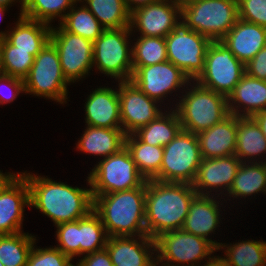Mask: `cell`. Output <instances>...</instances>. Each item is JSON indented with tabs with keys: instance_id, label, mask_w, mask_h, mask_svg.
<instances>
[{
	"instance_id": "cell-1",
	"label": "cell",
	"mask_w": 266,
	"mask_h": 266,
	"mask_svg": "<svg viewBox=\"0 0 266 266\" xmlns=\"http://www.w3.org/2000/svg\"><path fill=\"white\" fill-rule=\"evenodd\" d=\"M197 195L191 184L146 181L145 226L156 239L164 232L181 229L190 204Z\"/></svg>"
},
{
	"instance_id": "cell-2",
	"label": "cell",
	"mask_w": 266,
	"mask_h": 266,
	"mask_svg": "<svg viewBox=\"0 0 266 266\" xmlns=\"http://www.w3.org/2000/svg\"><path fill=\"white\" fill-rule=\"evenodd\" d=\"M30 190V206L58 225L86 217L93 210L91 189L72 187L51 179L22 173Z\"/></svg>"
},
{
	"instance_id": "cell-3",
	"label": "cell",
	"mask_w": 266,
	"mask_h": 266,
	"mask_svg": "<svg viewBox=\"0 0 266 266\" xmlns=\"http://www.w3.org/2000/svg\"><path fill=\"white\" fill-rule=\"evenodd\" d=\"M92 197L93 211L101 218L109 237L147 235L146 181L140 187L130 190L92 195Z\"/></svg>"
},
{
	"instance_id": "cell-4",
	"label": "cell",
	"mask_w": 266,
	"mask_h": 266,
	"mask_svg": "<svg viewBox=\"0 0 266 266\" xmlns=\"http://www.w3.org/2000/svg\"><path fill=\"white\" fill-rule=\"evenodd\" d=\"M176 105L182 130L198 134L230 115L227 97L196 83Z\"/></svg>"
},
{
	"instance_id": "cell-5",
	"label": "cell",
	"mask_w": 266,
	"mask_h": 266,
	"mask_svg": "<svg viewBox=\"0 0 266 266\" xmlns=\"http://www.w3.org/2000/svg\"><path fill=\"white\" fill-rule=\"evenodd\" d=\"M180 18L197 33L220 41L238 20V1L195 0L181 8Z\"/></svg>"
},
{
	"instance_id": "cell-6",
	"label": "cell",
	"mask_w": 266,
	"mask_h": 266,
	"mask_svg": "<svg viewBox=\"0 0 266 266\" xmlns=\"http://www.w3.org/2000/svg\"><path fill=\"white\" fill-rule=\"evenodd\" d=\"M201 160L196 134L181 129L175 138L163 147L160 172L153 180L192 185Z\"/></svg>"
},
{
	"instance_id": "cell-7",
	"label": "cell",
	"mask_w": 266,
	"mask_h": 266,
	"mask_svg": "<svg viewBox=\"0 0 266 266\" xmlns=\"http://www.w3.org/2000/svg\"><path fill=\"white\" fill-rule=\"evenodd\" d=\"M24 80V92L53 99L61 104L67 99V84L58 51L49 41L34 57L29 74Z\"/></svg>"
},
{
	"instance_id": "cell-8",
	"label": "cell",
	"mask_w": 266,
	"mask_h": 266,
	"mask_svg": "<svg viewBox=\"0 0 266 266\" xmlns=\"http://www.w3.org/2000/svg\"><path fill=\"white\" fill-rule=\"evenodd\" d=\"M92 195H103L140 187L146 180L140 175L130 152H120L101 160L87 179Z\"/></svg>"
},
{
	"instance_id": "cell-9",
	"label": "cell",
	"mask_w": 266,
	"mask_h": 266,
	"mask_svg": "<svg viewBox=\"0 0 266 266\" xmlns=\"http://www.w3.org/2000/svg\"><path fill=\"white\" fill-rule=\"evenodd\" d=\"M155 242L158 255H156L157 258L154 256V259H156V264L167 260L168 263L166 261L163 266H176L174 263H178L177 266L179 264L184 266V263H189L187 266H196L197 261L227 246L182 229L164 232L155 239ZM172 262H174L173 265H170Z\"/></svg>"
},
{
	"instance_id": "cell-10",
	"label": "cell",
	"mask_w": 266,
	"mask_h": 266,
	"mask_svg": "<svg viewBox=\"0 0 266 266\" xmlns=\"http://www.w3.org/2000/svg\"><path fill=\"white\" fill-rule=\"evenodd\" d=\"M131 31L130 27L104 29L93 42V66L119 82L131 80L133 74L132 48L127 41Z\"/></svg>"
},
{
	"instance_id": "cell-11",
	"label": "cell",
	"mask_w": 266,
	"mask_h": 266,
	"mask_svg": "<svg viewBox=\"0 0 266 266\" xmlns=\"http://www.w3.org/2000/svg\"><path fill=\"white\" fill-rule=\"evenodd\" d=\"M245 73V65L221 41H212L206 51L204 69L194 80L200 86L226 97Z\"/></svg>"
},
{
	"instance_id": "cell-12",
	"label": "cell",
	"mask_w": 266,
	"mask_h": 266,
	"mask_svg": "<svg viewBox=\"0 0 266 266\" xmlns=\"http://www.w3.org/2000/svg\"><path fill=\"white\" fill-rule=\"evenodd\" d=\"M165 41L168 61L195 80L204 69L206 51L212 41L184 21L175 24Z\"/></svg>"
},
{
	"instance_id": "cell-13",
	"label": "cell",
	"mask_w": 266,
	"mask_h": 266,
	"mask_svg": "<svg viewBox=\"0 0 266 266\" xmlns=\"http://www.w3.org/2000/svg\"><path fill=\"white\" fill-rule=\"evenodd\" d=\"M59 29V30H58ZM50 41L55 45L65 78L74 83L93 67V42L66 31L61 25L51 29Z\"/></svg>"
},
{
	"instance_id": "cell-14",
	"label": "cell",
	"mask_w": 266,
	"mask_h": 266,
	"mask_svg": "<svg viewBox=\"0 0 266 266\" xmlns=\"http://www.w3.org/2000/svg\"><path fill=\"white\" fill-rule=\"evenodd\" d=\"M191 79L170 61L133 68L131 80L149 98L161 100Z\"/></svg>"
},
{
	"instance_id": "cell-15",
	"label": "cell",
	"mask_w": 266,
	"mask_h": 266,
	"mask_svg": "<svg viewBox=\"0 0 266 266\" xmlns=\"http://www.w3.org/2000/svg\"><path fill=\"white\" fill-rule=\"evenodd\" d=\"M118 90L121 125L127 135L155 120L162 113L156 106L158 101L149 98L132 81H120Z\"/></svg>"
},
{
	"instance_id": "cell-16",
	"label": "cell",
	"mask_w": 266,
	"mask_h": 266,
	"mask_svg": "<svg viewBox=\"0 0 266 266\" xmlns=\"http://www.w3.org/2000/svg\"><path fill=\"white\" fill-rule=\"evenodd\" d=\"M177 17H181V8L169 0H160L133 10L129 27H138L141 36L165 38L178 22Z\"/></svg>"
},
{
	"instance_id": "cell-17",
	"label": "cell",
	"mask_w": 266,
	"mask_h": 266,
	"mask_svg": "<svg viewBox=\"0 0 266 266\" xmlns=\"http://www.w3.org/2000/svg\"><path fill=\"white\" fill-rule=\"evenodd\" d=\"M25 205L30 206L29 185L18 173L0 192V235L22 232Z\"/></svg>"
},
{
	"instance_id": "cell-18",
	"label": "cell",
	"mask_w": 266,
	"mask_h": 266,
	"mask_svg": "<svg viewBox=\"0 0 266 266\" xmlns=\"http://www.w3.org/2000/svg\"><path fill=\"white\" fill-rule=\"evenodd\" d=\"M108 237L105 249L109 253L113 266H157L152 257L156 251V242L147 235ZM142 242V243H141ZM147 247V248H146ZM150 248L152 252H150ZM151 253V255H150Z\"/></svg>"
},
{
	"instance_id": "cell-19",
	"label": "cell",
	"mask_w": 266,
	"mask_h": 266,
	"mask_svg": "<svg viewBox=\"0 0 266 266\" xmlns=\"http://www.w3.org/2000/svg\"><path fill=\"white\" fill-rule=\"evenodd\" d=\"M241 163L235 155L209 159L202 158L192 186L199 195H210L209 191H205L218 187H223V189L229 191Z\"/></svg>"
},
{
	"instance_id": "cell-20",
	"label": "cell",
	"mask_w": 266,
	"mask_h": 266,
	"mask_svg": "<svg viewBox=\"0 0 266 266\" xmlns=\"http://www.w3.org/2000/svg\"><path fill=\"white\" fill-rule=\"evenodd\" d=\"M220 41L246 65L266 46V27L238 18L235 25Z\"/></svg>"
},
{
	"instance_id": "cell-21",
	"label": "cell",
	"mask_w": 266,
	"mask_h": 266,
	"mask_svg": "<svg viewBox=\"0 0 266 266\" xmlns=\"http://www.w3.org/2000/svg\"><path fill=\"white\" fill-rule=\"evenodd\" d=\"M237 116L230 114L220 123L196 134L204 159L235 155Z\"/></svg>"
},
{
	"instance_id": "cell-22",
	"label": "cell",
	"mask_w": 266,
	"mask_h": 266,
	"mask_svg": "<svg viewBox=\"0 0 266 266\" xmlns=\"http://www.w3.org/2000/svg\"><path fill=\"white\" fill-rule=\"evenodd\" d=\"M86 123L101 128H122L118 91L112 88H97L85 102Z\"/></svg>"
},
{
	"instance_id": "cell-23",
	"label": "cell",
	"mask_w": 266,
	"mask_h": 266,
	"mask_svg": "<svg viewBox=\"0 0 266 266\" xmlns=\"http://www.w3.org/2000/svg\"><path fill=\"white\" fill-rule=\"evenodd\" d=\"M227 101L229 113L238 117H252L254 114L266 110V81L244 73L227 97ZM231 101L234 102L231 103ZM234 103H238L239 107L243 105L242 112L244 113H240L238 106Z\"/></svg>"
},
{
	"instance_id": "cell-24",
	"label": "cell",
	"mask_w": 266,
	"mask_h": 266,
	"mask_svg": "<svg viewBox=\"0 0 266 266\" xmlns=\"http://www.w3.org/2000/svg\"><path fill=\"white\" fill-rule=\"evenodd\" d=\"M15 25L8 33L0 32V39L5 38L14 50L31 51L35 57L50 41L52 27L47 23L19 16Z\"/></svg>"
},
{
	"instance_id": "cell-25",
	"label": "cell",
	"mask_w": 266,
	"mask_h": 266,
	"mask_svg": "<svg viewBox=\"0 0 266 266\" xmlns=\"http://www.w3.org/2000/svg\"><path fill=\"white\" fill-rule=\"evenodd\" d=\"M219 203L210 195L197 194L189 207L182 230L208 239L209 233L215 231L219 224Z\"/></svg>"
},
{
	"instance_id": "cell-26",
	"label": "cell",
	"mask_w": 266,
	"mask_h": 266,
	"mask_svg": "<svg viewBox=\"0 0 266 266\" xmlns=\"http://www.w3.org/2000/svg\"><path fill=\"white\" fill-rule=\"evenodd\" d=\"M87 130L77 144L80 151L103 155L105 158L125 147L126 133L122 128H101L87 125Z\"/></svg>"
},
{
	"instance_id": "cell-27",
	"label": "cell",
	"mask_w": 266,
	"mask_h": 266,
	"mask_svg": "<svg viewBox=\"0 0 266 266\" xmlns=\"http://www.w3.org/2000/svg\"><path fill=\"white\" fill-rule=\"evenodd\" d=\"M181 129L178 113L173 110L166 115L162 112L155 120L138 128L133 134L145 144L164 147Z\"/></svg>"
},
{
	"instance_id": "cell-28",
	"label": "cell",
	"mask_w": 266,
	"mask_h": 266,
	"mask_svg": "<svg viewBox=\"0 0 266 266\" xmlns=\"http://www.w3.org/2000/svg\"><path fill=\"white\" fill-rule=\"evenodd\" d=\"M125 147L130 152L140 175L153 180L160 172L163 147L145 144L132 133L126 135Z\"/></svg>"
},
{
	"instance_id": "cell-29",
	"label": "cell",
	"mask_w": 266,
	"mask_h": 266,
	"mask_svg": "<svg viewBox=\"0 0 266 266\" xmlns=\"http://www.w3.org/2000/svg\"><path fill=\"white\" fill-rule=\"evenodd\" d=\"M262 153H266V138L260 126L252 117L237 116L235 156L244 162L242 158L248 159L254 155L256 158Z\"/></svg>"
},
{
	"instance_id": "cell-30",
	"label": "cell",
	"mask_w": 266,
	"mask_h": 266,
	"mask_svg": "<svg viewBox=\"0 0 266 266\" xmlns=\"http://www.w3.org/2000/svg\"><path fill=\"white\" fill-rule=\"evenodd\" d=\"M246 163V160L241 163L228 191L229 195H233L232 197L251 196L258 192L266 193V162L257 163L256 161L254 163L252 161L248 165Z\"/></svg>"
},
{
	"instance_id": "cell-31",
	"label": "cell",
	"mask_w": 266,
	"mask_h": 266,
	"mask_svg": "<svg viewBox=\"0 0 266 266\" xmlns=\"http://www.w3.org/2000/svg\"><path fill=\"white\" fill-rule=\"evenodd\" d=\"M82 1V0H79ZM89 11L104 29L129 27L130 12L124 0H84Z\"/></svg>"
},
{
	"instance_id": "cell-32",
	"label": "cell",
	"mask_w": 266,
	"mask_h": 266,
	"mask_svg": "<svg viewBox=\"0 0 266 266\" xmlns=\"http://www.w3.org/2000/svg\"><path fill=\"white\" fill-rule=\"evenodd\" d=\"M28 233L0 235V261L4 266H25L35 238Z\"/></svg>"
},
{
	"instance_id": "cell-33",
	"label": "cell",
	"mask_w": 266,
	"mask_h": 266,
	"mask_svg": "<svg viewBox=\"0 0 266 266\" xmlns=\"http://www.w3.org/2000/svg\"><path fill=\"white\" fill-rule=\"evenodd\" d=\"M227 246L226 258L219 257L227 266H266V242L242 241Z\"/></svg>"
},
{
	"instance_id": "cell-34",
	"label": "cell",
	"mask_w": 266,
	"mask_h": 266,
	"mask_svg": "<svg viewBox=\"0 0 266 266\" xmlns=\"http://www.w3.org/2000/svg\"><path fill=\"white\" fill-rule=\"evenodd\" d=\"M108 237L101 218L93 210L79 219L80 255L105 249Z\"/></svg>"
},
{
	"instance_id": "cell-35",
	"label": "cell",
	"mask_w": 266,
	"mask_h": 266,
	"mask_svg": "<svg viewBox=\"0 0 266 266\" xmlns=\"http://www.w3.org/2000/svg\"><path fill=\"white\" fill-rule=\"evenodd\" d=\"M168 61L164 37L140 36L132 47L133 68L145 67Z\"/></svg>"
},
{
	"instance_id": "cell-36",
	"label": "cell",
	"mask_w": 266,
	"mask_h": 266,
	"mask_svg": "<svg viewBox=\"0 0 266 266\" xmlns=\"http://www.w3.org/2000/svg\"><path fill=\"white\" fill-rule=\"evenodd\" d=\"M60 25L68 32L76 34L94 42L104 28L96 17L83 5L78 10L74 6L69 10Z\"/></svg>"
},
{
	"instance_id": "cell-37",
	"label": "cell",
	"mask_w": 266,
	"mask_h": 266,
	"mask_svg": "<svg viewBox=\"0 0 266 266\" xmlns=\"http://www.w3.org/2000/svg\"><path fill=\"white\" fill-rule=\"evenodd\" d=\"M34 62L31 51L14 50L5 38L0 39V70L2 74L24 79Z\"/></svg>"
},
{
	"instance_id": "cell-38",
	"label": "cell",
	"mask_w": 266,
	"mask_h": 266,
	"mask_svg": "<svg viewBox=\"0 0 266 266\" xmlns=\"http://www.w3.org/2000/svg\"><path fill=\"white\" fill-rule=\"evenodd\" d=\"M79 0H24L22 16L31 20L49 24L55 17L60 22L65 18L67 9H71Z\"/></svg>"
},
{
	"instance_id": "cell-39",
	"label": "cell",
	"mask_w": 266,
	"mask_h": 266,
	"mask_svg": "<svg viewBox=\"0 0 266 266\" xmlns=\"http://www.w3.org/2000/svg\"><path fill=\"white\" fill-rule=\"evenodd\" d=\"M57 240L60 243L58 248L63 254L73 259V256H79V220L65 222L56 225Z\"/></svg>"
},
{
	"instance_id": "cell-40",
	"label": "cell",
	"mask_w": 266,
	"mask_h": 266,
	"mask_svg": "<svg viewBox=\"0 0 266 266\" xmlns=\"http://www.w3.org/2000/svg\"><path fill=\"white\" fill-rule=\"evenodd\" d=\"M72 259L63 254L58 248L35 249L34 245L29 253L25 266H75Z\"/></svg>"
},
{
	"instance_id": "cell-41",
	"label": "cell",
	"mask_w": 266,
	"mask_h": 266,
	"mask_svg": "<svg viewBox=\"0 0 266 266\" xmlns=\"http://www.w3.org/2000/svg\"><path fill=\"white\" fill-rule=\"evenodd\" d=\"M238 18L266 27V0H237Z\"/></svg>"
},
{
	"instance_id": "cell-42",
	"label": "cell",
	"mask_w": 266,
	"mask_h": 266,
	"mask_svg": "<svg viewBox=\"0 0 266 266\" xmlns=\"http://www.w3.org/2000/svg\"><path fill=\"white\" fill-rule=\"evenodd\" d=\"M245 73L266 81V46L245 65Z\"/></svg>"
},
{
	"instance_id": "cell-43",
	"label": "cell",
	"mask_w": 266,
	"mask_h": 266,
	"mask_svg": "<svg viewBox=\"0 0 266 266\" xmlns=\"http://www.w3.org/2000/svg\"><path fill=\"white\" fill-rule=\"evenodd\" d=\"M4 82H5L6 85H9L8 87H10L12 90H14V92H12V93L10 92L12 95L10 94V95H4V96H1V93H0V103L1 104H3V103L5 104V103H8V102H12L19 93H21L22 91L23 92L25 91L24 90V80L21 79V78H17V77H13V76H8V75L1 74L0 75V86L2 84H4Z\"/></svg>"
},
{
	"instance_id": "cell-44",
	"label": "cell",
	"mask_w": 266,
	"mask_h": 266,
	"mask_svg": "<svg viewBox=\"0 0 266 266\" xmlns=\"http://www.w3.org/2000/svg\"><path fill=\"white\" fill-rule=\"evenodd\" d=\"M76 266H113L106 249L87 254Z\"/></svg>"
},
{
	"instance_id": "cell-45",
	"label": "cell",
	"mask_w": 266,
	"mask_h": 266,
	"mask_svg": "<svg viewBox=\"0 0 266 266\" xmlns=\"http://www.w3.org/2000/svg\"><path fill=\"white\" fill-rule=\"evenodd\" d=\"M158 1L160 0H124V3L126 5L127 10L131 13L133 10L139 7H142V6L151 4V3H155Z\"/></svg>"
},
{
	"instance_id": "cell-46",
	"label": "cell",
	"mask_w": 266,
	"mask_h": 266,
	"mask_svg": "<svg viewBox=\"0 0 266 266\" xmlns=\"http://www.w3.org/2000/svg\"><path fill=\"white\" fill-rule=\"evenodd\" d=\"M262 130L264 137L266 138V110L258 112L252 116Z\"/></svg>"
},
{
	"instance_id": "cell-47",
	"label": "cell",
	"mask_w": 266,
	"mask_h": 266,
	"mask_svg": "<svg viewBox=\"0 0 266 266\" xmlns=\"http://www.w3.org/2000/svg\"><path fill=\"white\" fill-rule=\"evenodd\" d=\"M15 174H3L0 171V192L6 187V185L15 177Z\"/></svg>"
},
{
	"instance_id": "cell-48",
	"label": "cell",
	"mask_w": 266,
	"mask_h": 266,
	"mask_svg": "<svg viewBox=\"0 0 266 266\" xmlns=\"http://www.w3.org/2000/svg\"><path fill=\"white\" fill-rule=\"evenodd\" d=\"M203 266H227V265L219 258V256H217V258L210 257L209 260L206 262V264Z\"/></svg>"
},
{
	"instance_id": "cell-49",
	"label": "cell",
	"mask_w": 266,
	"mask_h": 266,
	"mask_svg": "<svg viewBox=\"0 0 266 266\" xmlns=\"http://www.w3.org/2000/svg\"><path fill=\"white\" fill-rule=\"evenodd\" d=\"M15 0H0V6H6L8 7V5L10 6V4H12V2H14ZM19 2H21V13L20 16H22V12H23V5H24V0H20Z\"/></svg>"
},
{
	"instance_id": "cell-50",
	"label": "cell",
	"mask_w": 266,
	"mask_h": 266,
	"mask_svg": "<svg viewBox=\"0 0 266 266\" xmlns=\"http://www.w3.org/2000/svg\"><path fill=\"white\" fill-rule=\"evenodd\" d=\"M172 3L176 4L180 8L186 6L187 4L194 2L195 0H170Z\"/></svg>"
},
{
	"instance_id": "cell-51",
	"label": "cell",
	"mask_w": 266,
	"mask_h": 266,
	"mask_svg": "<svg viewBox=\"0 0 266 266\" xmlns=\"http://www.w3.org/2000/svg\"><path fill=\"white\" fill-rule=\"evenodd\" d=\"M7 10V7L6 6H0V15L2 14V16H3V13H4V11H6ZM1 18V17H0Z\"/></svg>"
}]
</instances>
